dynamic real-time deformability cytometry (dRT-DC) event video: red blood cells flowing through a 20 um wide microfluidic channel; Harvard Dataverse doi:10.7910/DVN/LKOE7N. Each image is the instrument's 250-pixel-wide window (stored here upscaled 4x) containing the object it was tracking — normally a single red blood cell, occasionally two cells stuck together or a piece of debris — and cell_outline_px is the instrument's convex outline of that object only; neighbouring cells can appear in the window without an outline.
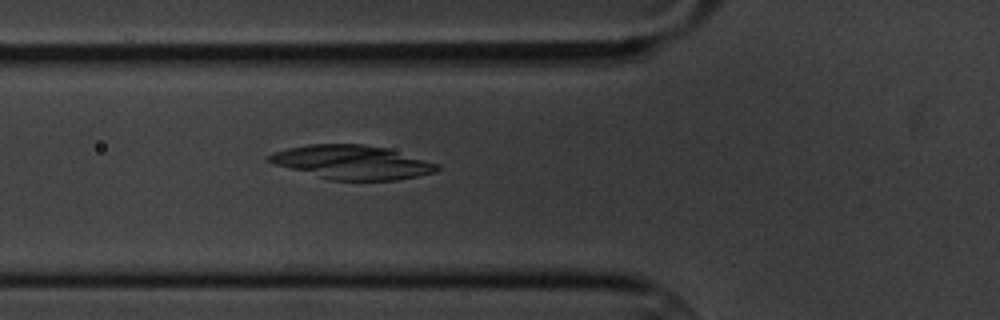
{"species": "common noctule bat (a hibernating species)", "species_latin": "Nyctalus noctula", "temperature_condition": "cold", "stored_images_in_passage": 3, "camera_frame_rate_fps": 3000, "um_per_image_px": 0.085, "animal": {"sex": "male", "body_mass_g": 20.1, "forearm_length_mm": 53.5}, "frame": {"image": 1, "passage_image": 3, "time_ms": 2.333, "image_size_px": [1000, 320], "cell_outline_px": [[440, 168], [436, 172], [396, 180], [328, 180], [276, 164], [268, 160], [268, 156], [276, 152], [288, 148], [308, 144], [360, 144], [388, 148], [440, 164]], "centroid_in_image_um": [29.99, 13.79], "position_along_channel_um": 95.8, "area_um2": 32.95}}